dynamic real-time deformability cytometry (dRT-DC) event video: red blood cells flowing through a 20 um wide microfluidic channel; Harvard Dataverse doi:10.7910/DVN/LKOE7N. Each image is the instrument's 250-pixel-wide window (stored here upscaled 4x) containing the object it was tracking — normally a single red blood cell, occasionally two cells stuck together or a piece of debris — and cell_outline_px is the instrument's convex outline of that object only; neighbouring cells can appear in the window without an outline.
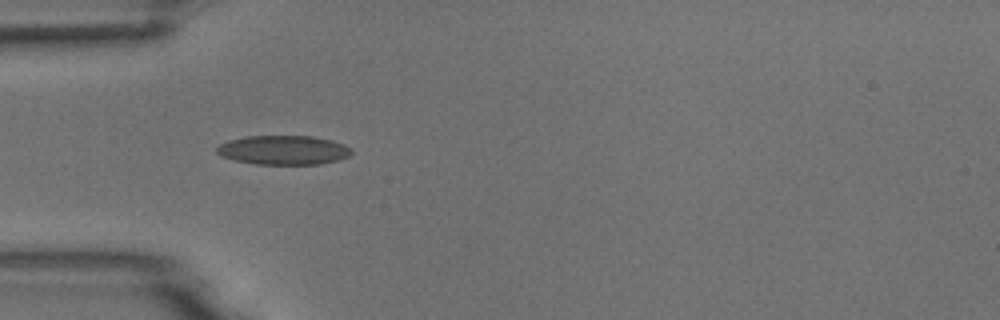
{"species": "common noctule bat (a hibernating species)", "species_latin": "Nyctalus noctula", "temperature_condition": "room temperature", "stored_images_in_passage": 5, "camera_frame_rate_fps": 3000, "um_per_image_px": 0.085, "animal": {"sex": "male", "body_mass_g": 18.8}, "frame": {"image": 1, "passage_image": 4, "time_ms": 4.333, "image_size_px": [1000, 320], "cell_outline_px": [[352, 152], [348, 156], [336, 160], [320, 164], [256, 164], [236, 160], [220, 156], [216, 152], [216, 148], [220, 144], [228, 140], [248, 136], [312, 136], [332, 140], [344, 144], [352, 148]], "centroid_in_image_um": [24.09, 12.75], "position_along_channel_um": 60.9, "area_um2": 22.89}}